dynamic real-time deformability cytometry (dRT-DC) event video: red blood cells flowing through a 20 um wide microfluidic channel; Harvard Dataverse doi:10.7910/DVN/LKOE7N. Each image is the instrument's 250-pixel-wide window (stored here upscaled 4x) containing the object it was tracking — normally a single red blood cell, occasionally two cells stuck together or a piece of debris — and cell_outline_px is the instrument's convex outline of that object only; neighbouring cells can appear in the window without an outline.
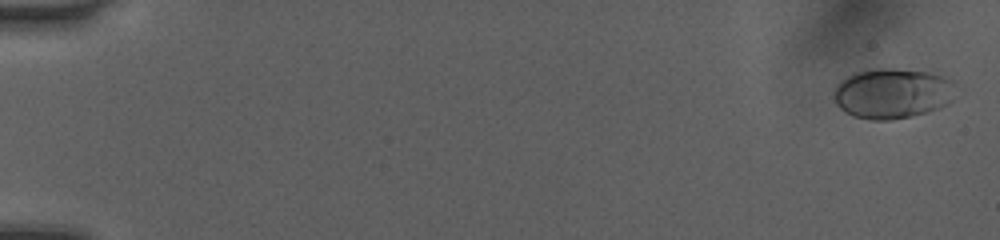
{"species": "human", "species_latin": "Homo sapiens", "temperature_condition": "room temperature", "stored_images_in_passage": 37, "camera_frame_rate_fps": 3000, "um_per_image_px": 0.085, "donor": {"sex": "female"}, "frame": {"image": 1, "passage_image": 2, "time_ms": 0.333, "image_size_px": [1000, 240], "cell_outline_px": [[964, 92], [948, 104], [940, 108], [928, 112], [912, 116], [892, 120], [872, 120], [852, 116], [844, 112], [836, 104], [832, 96], [836, 84], [840, 80], [856, 72], [880, 68], [892, 68], [928, 72], [944, 76], [956, 80], [964, 88]], "centroid_in_image_um": [76.0, 7.94], "position_along_channel_um": 9.0, "area_um2": 37.17}}
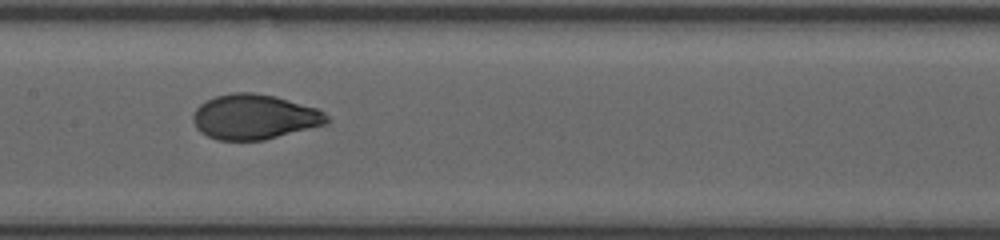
{"frame": {"image": 2, "passage_image": 22, "time_ms": 7.0, "image_size_px": [1000, 240], "cell_outline_px": [[332, 120], [328, 124], [264, 140], [220, 140], [208, 136], [200, 132], [196, 128], [192, 120], [192, 116], [196, 108], [200, 104], [216, 96], [232, 92], [252, 92], [276, 96], [316, 108], [324, 112]], "centroid_in_image_um": [21.64, 9.93], "position_along_channel_um": 185.8, "area_um2": 35.26}}
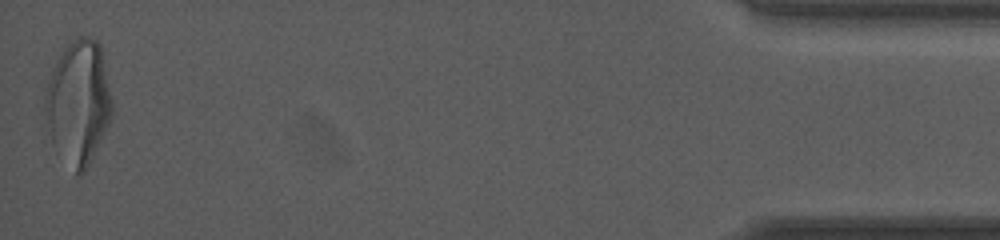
{"frame": {"image": 3, "passage_image": 37, "time_ms": 12.0, "image_size_px": [1000, 240], "cell_outline_px": [[112, 120], [84, 172], [80, 176], [76, 172], [52, 144], [44, 108], [44, 92], [48, 80], [56, 60], [68, 44], [72, 40], [80, 36], [88, 36], [96, 40], [100, 44], [112, 100]], "centroid_in_image_um": [6.67, 8.68], "position_along_channel_um": 428.5, "area_um2": 48.09}}